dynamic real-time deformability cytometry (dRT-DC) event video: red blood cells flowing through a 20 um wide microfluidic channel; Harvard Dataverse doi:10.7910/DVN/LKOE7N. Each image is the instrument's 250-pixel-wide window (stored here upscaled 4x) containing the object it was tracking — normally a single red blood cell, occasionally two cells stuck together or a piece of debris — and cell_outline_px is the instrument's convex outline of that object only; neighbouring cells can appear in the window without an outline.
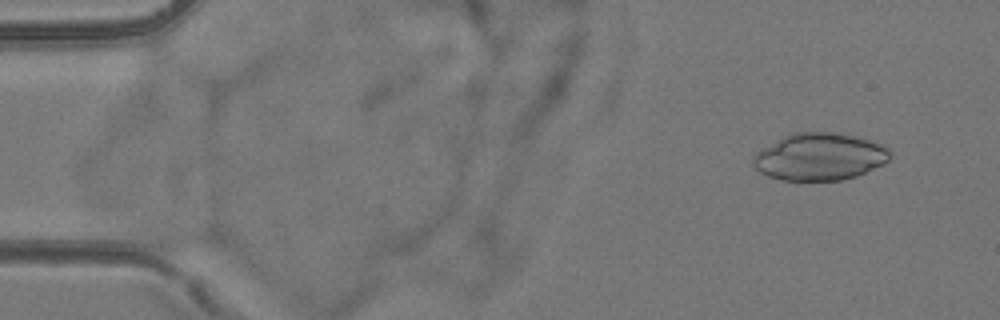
{"species": "common noctule bat (a hibernating species)", "species_latin": "Nyctalus noctula", "temperature_condition": "room temperature", "stored_images_in_passage": 53, "camera_frame_rate_fps": 3000, "um_per_image_px": 0.085, "animal": {"sex": "female", "body_mass_g": 24.6, "forearm_length_mm": 56.2}, "frame": {"image": 1, "passage_image": 4, "time_ms": 1.0, "image_size_px": [1000, 320], "cell_outline_px": [[892, 156], [884, 164], [856, 176], [840, 180], [780, 180], [768, 176], [760, 172], [752, 164], [752, 156], [760, 148], [792, 132], [836, 132], [856, 136], [884, 144], [892, 152]], "centroid_in_image_um": [69.67, 13.31], "position_along_channel_um": 15.3, "area_um2": 38.09}}
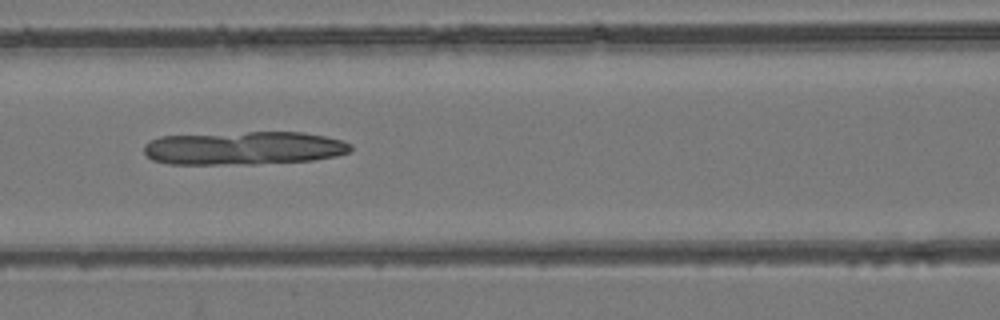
{"frame": {"image": 2, "passage_image": 23, "time_ms": 7.333, "image_size_px": [1000, 320], "cell_outline_px": [[352, 148], [348, 152], [336, 156], [312, 160], [256, 164], [168, 164], [152, 160], [144, 152], [144, 144], [160, 136], [248, 132], [304, 132], [344, 140], [352, 144]], "centroid_in_image_um": [20.74, 12.59], "position_along_channel_um": 145.9, "area_um2": 40.34}}
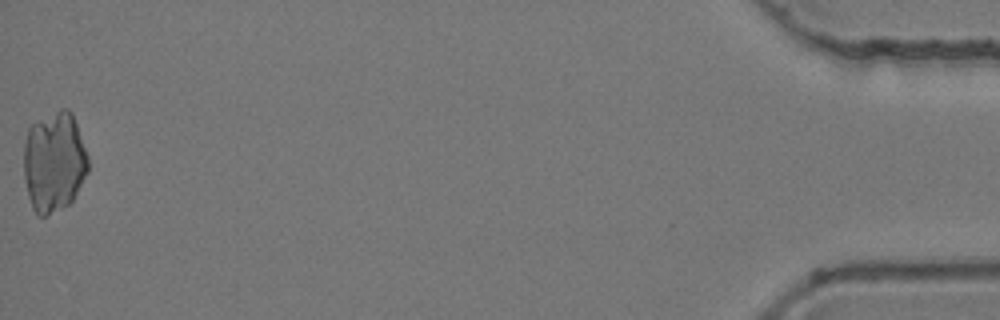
{"frame": {"image": 3, "passage_image": 53, "time_ms": 17.333, "image_size_px": [1000, 320], "cell_outline_px": [[88, 172], [72, 200], [68, 204], [44, 216], [36, 216], [32, 208], [28, 196], [24, 180], [24, 144], [28, 128], [32, 124], [60, 108], [68, 108], [72, 112], [88, 156]], "centroid_in_image_um": [4.58, 13.75], "position_along_channel_um": 430.6, "area_um2": 37.69}}